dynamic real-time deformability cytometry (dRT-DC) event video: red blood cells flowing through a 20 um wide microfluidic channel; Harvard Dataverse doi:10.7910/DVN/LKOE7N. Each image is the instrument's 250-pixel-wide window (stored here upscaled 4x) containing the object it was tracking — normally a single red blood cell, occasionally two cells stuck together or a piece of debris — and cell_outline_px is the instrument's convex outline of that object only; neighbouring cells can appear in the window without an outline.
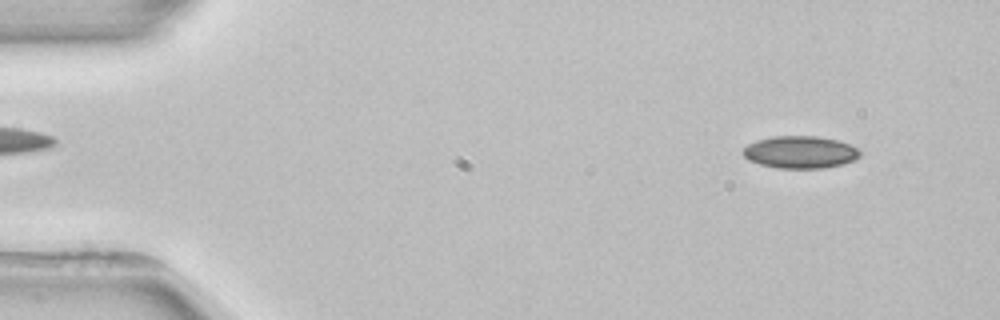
{"species": "common noctule bat (a hibernating species)", "species_latin": "Nyctalus noctula", "temperature_condition": "room temperature", "stored_images_in_passage": 4, "segment_of_instrument_passage": [2, 2], "camera_frame_rate_fps": 3000, "um_per_image_px": 0.085, "animal": {"sex": "female", "body_mass_g": 22.7, "forearm_length_mm": 54.2}, "frame": {"image": 1, "passage_image": 4, "time_ms": 4.667, "image_size_px": [1000, 320], "cell_outline_px": [[860, 156], [856, 160], [844, 164], [824, 168], [776, 168], [760, 164], [748, 160], [740, 152], [748, 144], [756, 140], [772, 136], [816, 136], [836, 140], [848, 144], [856, 148], [860, 152]], "centroid_in_image_um": [67.99, 12.94], "position_along_channel_um": 17.0, "area_um2": 22.14}}